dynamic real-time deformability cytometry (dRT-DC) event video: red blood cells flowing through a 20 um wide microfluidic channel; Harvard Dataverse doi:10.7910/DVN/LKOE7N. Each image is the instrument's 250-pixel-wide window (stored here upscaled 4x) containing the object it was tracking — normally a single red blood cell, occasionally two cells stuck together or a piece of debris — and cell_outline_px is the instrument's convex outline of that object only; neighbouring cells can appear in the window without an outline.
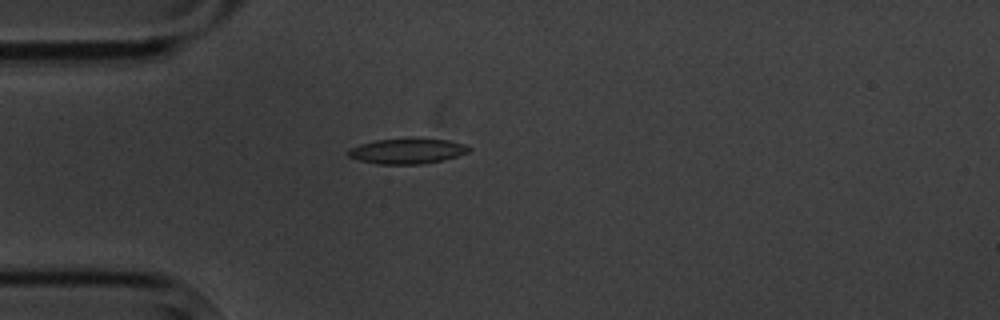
{"species": "common noctule bat (a hibernating species)", "species_latin": "Nyctalus noctula", "temperature_condition": "cold", "stored_images_in_passage": 4, "camera_frame_rate_fps": 3000, "um_per_image_px": 0.085, "animal": {"sex": "male", "body_mass_g": 20.1, "forearm_length_mm": 53.5}, "frame": {"image": 1, "passage_image": 4, "time_ms": 4.333, "image_size_px": [1000, 320], "cell_outline_px": [[472, 148], [468, 152], [444, 160], [420, 164], [376, 164], [360, 160], [348, 156], [344, 152], [348, 148], [360, 144], [376, 140], [412, 136], [452, 140], [464, 144]], "centroid_in_image_um": [34.61, 12.8], "position_along_channel_um": 50.4, "area_um2": 18.55}}